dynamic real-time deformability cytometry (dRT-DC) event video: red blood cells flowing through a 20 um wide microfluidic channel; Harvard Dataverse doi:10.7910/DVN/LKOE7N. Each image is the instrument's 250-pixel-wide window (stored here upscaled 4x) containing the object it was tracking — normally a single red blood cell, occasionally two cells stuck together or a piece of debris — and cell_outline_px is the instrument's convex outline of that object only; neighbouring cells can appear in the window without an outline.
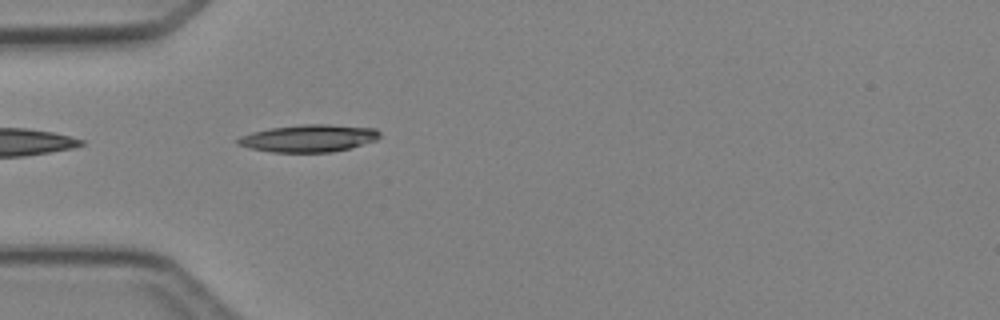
{"species": "Egyptian fruit bat (a non-hibernating species)", "species_latin": "Rousettus aegyptiacus", "temperature_condition": "cold", "stored_images_in_passage": 4, "camera_frame_rate_fps": 3000, "um_per_image_px": 0.085, "animal": {"sex": "female"}, "frame": {"image": 1, "passage_image": 4, "time_ms": 3.333, "image_size_px": [1000, 320], "cell_outline_px": [[380, 136], [376, 140], [348, 148], [332, 152], [272, 152], [248, 148], [236, 144], [236, 140], [240, 136], [252, 132], [268, 128], [304, 124], [328, 124], [376, 128], [380, 132]], "centroid_in_image_um": [26.21, 11.74], "position_along_channel_um": 58.8, "area_um2": 22.66}}